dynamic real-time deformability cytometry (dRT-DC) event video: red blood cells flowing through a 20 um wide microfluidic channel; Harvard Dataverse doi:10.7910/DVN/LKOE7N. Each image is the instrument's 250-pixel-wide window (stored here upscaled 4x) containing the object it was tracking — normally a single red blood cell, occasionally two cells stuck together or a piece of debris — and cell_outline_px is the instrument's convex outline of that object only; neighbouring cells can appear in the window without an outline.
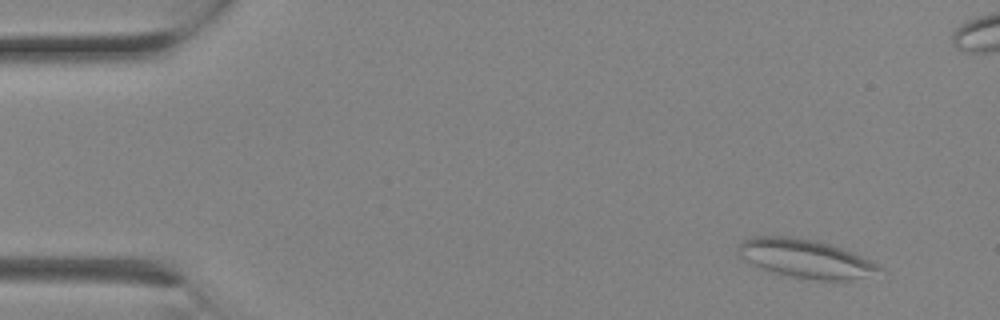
{"species": "Egyptian fruit bat (a non-hibernating species)", "species_latin": "Rousettus aegyptiacus", "temperature_condition": "room temperature", "stored_images_in_passage": 3, "camera_frame_rate_fps": 3000, "um_per_image_px": 0.085, "animal": {"sex": "female"}, "frame": {"image": 1, "passage_image": 1, "time_ms": 0.0, "image_size_px": [1000, 320], "cell_outline_px": [[880, 268], [864, 276], [848, 280], [820, 280], [796, 276], [776, 272], [752, 264], [744, 260], [740, 256], [736, 248], [744, 240], [752, 236], [792, 236], [816, 240], [852, 252], [876, 264]], "centroid_in_image_um": [68.37, 21.94], "position_along_channel_um": 16.6, "area_um2": 30.63}}